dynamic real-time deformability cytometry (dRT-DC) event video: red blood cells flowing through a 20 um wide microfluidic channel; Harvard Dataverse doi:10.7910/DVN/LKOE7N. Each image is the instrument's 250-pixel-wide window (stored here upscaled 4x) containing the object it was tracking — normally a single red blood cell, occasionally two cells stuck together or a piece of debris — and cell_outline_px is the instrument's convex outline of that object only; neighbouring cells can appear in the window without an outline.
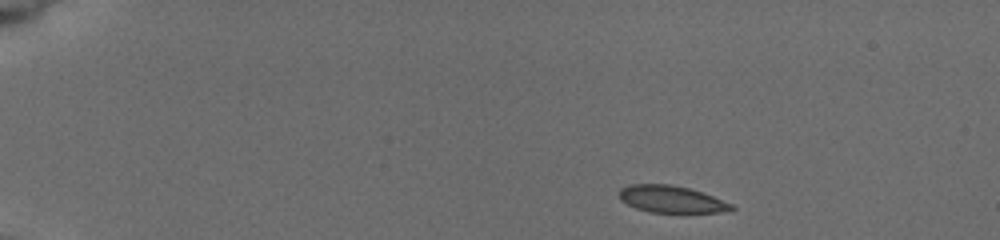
{"species": "common noctule bat (a hibernating species)", "species_latin": "Nyctalus noctula", "temperature_condition": "cold", "stored_images_in_passage": 8, "camera_frame_rate_fps": 3000, "um_per_image_px": 0.085, "animal": {"sex": "female", "body_mass_g": 19.5, "forearm_length_mm": 54.1}, "frame": {"image": 1, "passage_image": 1, "time_ms": 0.0, "image_size_px": [1000, 240], "cell_outline_px": [[736, 208], [732, 212], [648, 212], [636, 208], [620, 200], [620, 188], [632, 184], [672, 184], [688, 188], [712, 196], [732, 204]], "centroid_in_image_um": [57.08, 16.94], "position_along_channel_um": 27.9, "area_um2": 17.57}}
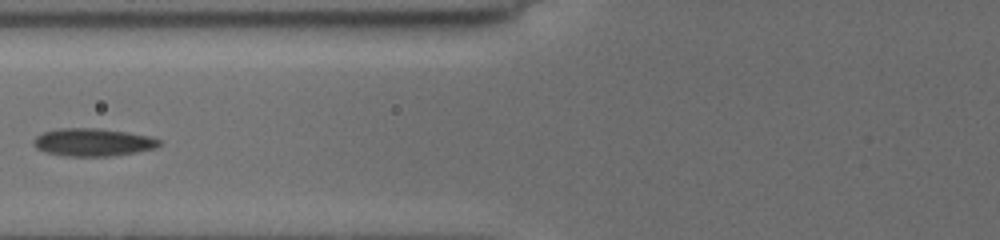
{"frame": {"image": 2, "passage_image": 6, "time_ms": 5.0, "image_size_px": [1000, 240], "cell_outline_px": [[164, 140], [156, 148], [136, 152], [112, 156], [64, 156], [44, 152], [36, 148], [32, 144], [32, 140], [40, 132], [60, 128], [100, 128], [128, 132], [152, 136]], "centroid_in_image_um": [7.9, 12.08], "position_along_channel_um": 117.9, "area_um2": 20.81}}
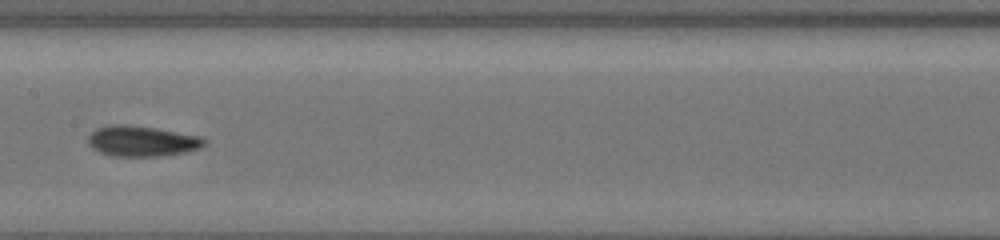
{"frame": {"image": 3, "passage_image": 8, "time_ms": 7.0, "image_size_px": [1000, 240], "cell_outline_px": [[208, 144], [200, 148], [184, 152], [164, 156], [112, 156], [100, 152], [92, 148], [88, 144], [88, 136], [96, 128], [112, 124], [128, 124], [156, 128], [200, 136], [208, 140]], "centroid_in_image_um": [12.08, 11.99], "position_along_channel_um": 195.3, "area_um2": 20.92}}